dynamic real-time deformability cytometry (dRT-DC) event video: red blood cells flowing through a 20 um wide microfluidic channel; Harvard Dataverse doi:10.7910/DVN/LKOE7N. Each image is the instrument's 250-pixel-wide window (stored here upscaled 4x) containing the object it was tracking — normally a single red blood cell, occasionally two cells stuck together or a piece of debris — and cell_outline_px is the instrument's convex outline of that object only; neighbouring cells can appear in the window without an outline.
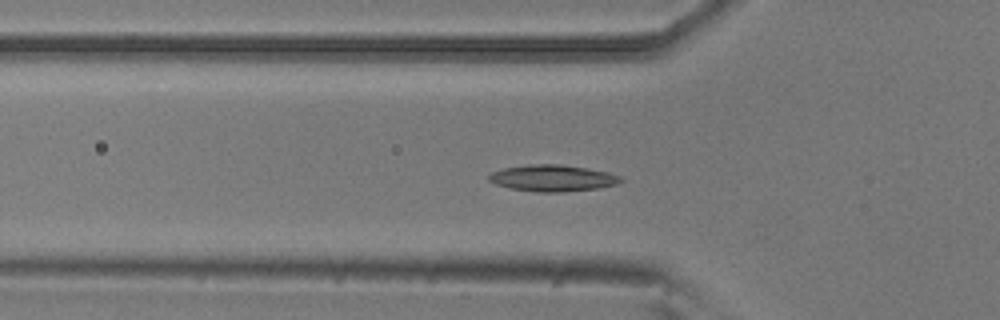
{"species": "common noctule bat (a hibernating species)", "species_latin": "Nyctalus noctula", "temperature_condition": "room temperature", "stored_images_in_passage": 54, "camera_frame_rate_fps": 3000, "um_per_image_px": 0.085, "animal": {"sex": "male", "body_mass_g": 20.5, "forearm_length_mm": 52.5}, "frame": {"image": 1, "passage_image": 18, "time_ms": 5.667, "image_size_px": [1000, 320], "cell_outline_px": [[624, 180], [616, 184], [596, 188], [564, 192], [536, 192], [512, 188], [496, 184], [488, 180], [488, 176], [492, 172], [504, 168], [532, 164], [560, 164], [588, 168], [608, 172], [620, 176]], "centroid_in_image_um": [46.98, 15.13], "position_along_channel_um": 78.8, "area_um2": 20.23}}
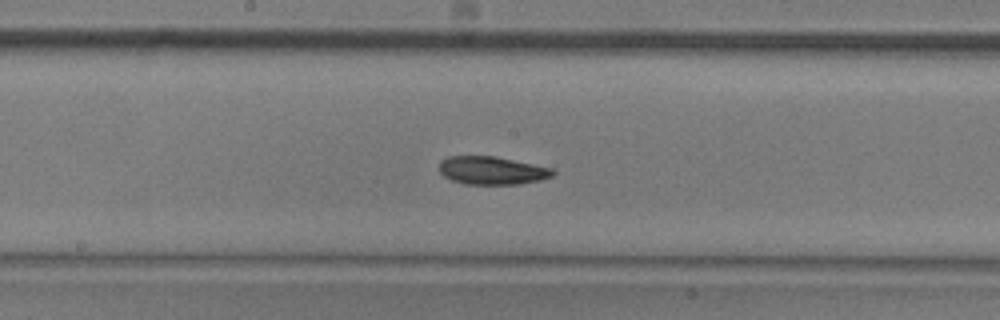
{"frame": {"image": 2, "passage_image": 28, "time_ms": 9.0, "image_size_px": [1000, 320], "cell_outline_px": [[556, 172], [552, 176], [540, 180], [520, 184], [464, 184], [452, 180], [444, 176], [440, 172], [440, 160], [448, 156], [492, 156], [552, 168]], "centroid_in_image_um": [41.8, 14.5], "position_along_channel_um": 206.4, "area_um2": 18.44}}
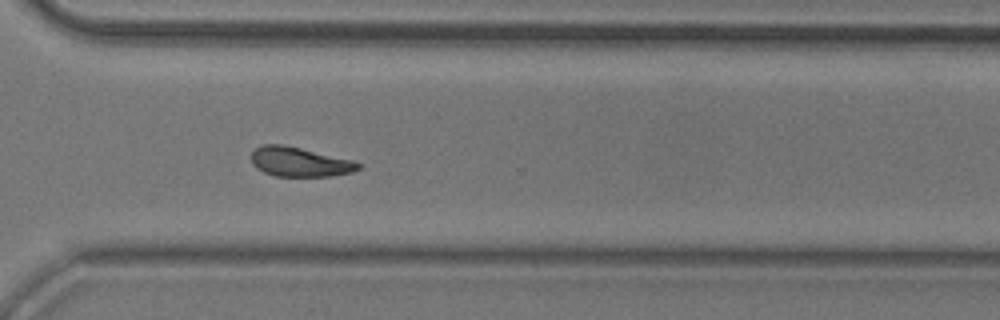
{"frame": {"image": 3, "passage_image": 39, "time_ms": 12.667, "image_size_px": [1000, 320], "cell_outline_px": [[360, 168], [352, 172], [332, 176], [276, 176], [264, 172], [256, 168], [252, 164], [252, 152], [256, 148], [264, 144], [284, 144], [352, 160], [360, 164]], "centroid_in_image_um": [25.45, 13.76], "position_along_channel_um": 345.2, "area_um2": 18.26}, "authors_computed_cell_mechanics": {"area_um2": 18.6983, "velocity_mm_per_s": 3.8005, "shape_relaxation_time_tau1_ms": 2.7438, "shape_relaxation_time_tau2_ms": 4.4462, "deformation_change_tau1": 0.0904, "deformation_change_tau2": 0.1047}}